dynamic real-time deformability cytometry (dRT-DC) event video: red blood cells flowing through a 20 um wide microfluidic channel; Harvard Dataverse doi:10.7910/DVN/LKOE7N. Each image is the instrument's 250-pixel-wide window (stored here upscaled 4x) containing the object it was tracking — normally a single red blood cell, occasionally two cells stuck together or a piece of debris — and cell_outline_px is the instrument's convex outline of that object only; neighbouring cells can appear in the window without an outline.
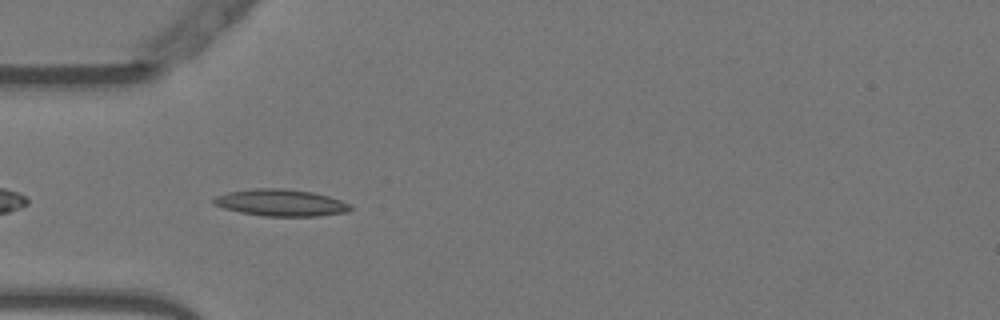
{"species": "Egyptian fruit bat (a non-hibernating species)", "species_latin": "Rousettus aegyptiacus", "temperature_condition": "warm", "stored_images_in_passage": 33, "camera_frame_rate_fps": 3000, "um_per_image_px": 0.085, "animal": {"sex": "female"}, "frame": {"image": 1, "passage_image": 3, "time_ms": 0.667, "image_size_px": [1000, 320], "cell_outline_px": [[352, 208], [348, 212], [320, 216], [264, 216], [240, 212], [224, 208], [212, 204], [212, 200], [216, 196], [228, 192], [260, 188], [284, 188], [312, 192], [328, 196], [352, 204]], "centroid_in_image_um": [23.89, 17.23], "position_along_channel_um": 61.1, "area_um2": 21.39}}
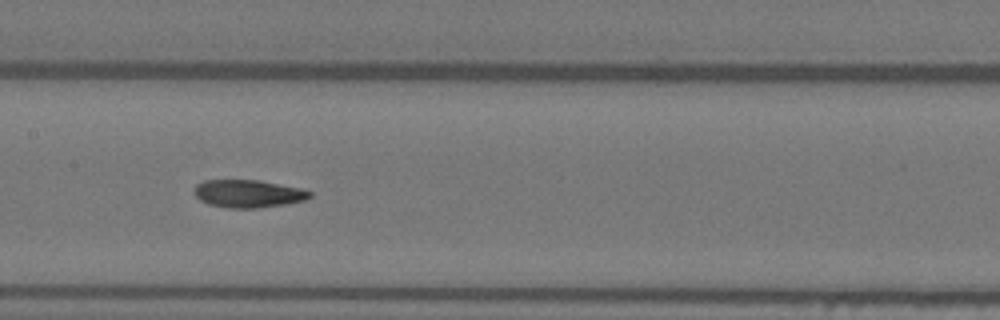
{"frame": {"image": 2, "passage_image": 13, "time_ms": 4.0, "image_size_px": [1000, 320], "cell_outline_px": [[312, 196], [308, 200], [288, 204], [260, 208], [224, 208], [208, 204], [200, 200], [192, 192], [196, 184], [204, 180], [256, 180], [300, 188], [312, 192]], "centroid_in_image_um": [21.09, 16.47], "position_along_channel_um": 186.3, "area_um2": 18.96}}
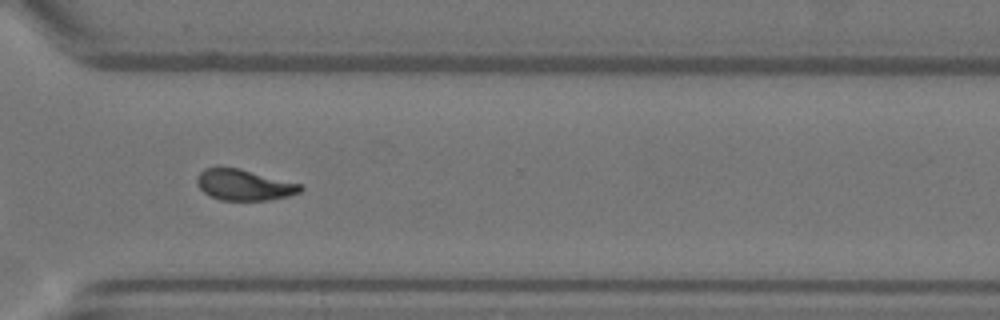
{"frame": {"image": 3, "passage_image": 26, "time_ms": 8.333, "image_size_px": [1000, 320], "cell_outline_px": [[304, 188], [300, 192], [288, 196], [268, 200], [220, 200], [204, 192], [196, 184], [196, 176], [204, 168], [220, 164], [240, 168], [304, 184]], "centroid_in_image_um": [20.73, 15.67], "position_along_channel_um": 349.9, "area_um2": 19.31}, "authors_computed_cell_mechanics": {"area_um2": 19.074, "velocity_mm_per_s": 3.7867, "shape_relaxation_time_tau1_ms": 7.2777, "shape_relaxation_time_tau2_ms": 2.5347, "deformation_change_tau1": 0.2243, "deformation_change_tau2": 0.0903}}